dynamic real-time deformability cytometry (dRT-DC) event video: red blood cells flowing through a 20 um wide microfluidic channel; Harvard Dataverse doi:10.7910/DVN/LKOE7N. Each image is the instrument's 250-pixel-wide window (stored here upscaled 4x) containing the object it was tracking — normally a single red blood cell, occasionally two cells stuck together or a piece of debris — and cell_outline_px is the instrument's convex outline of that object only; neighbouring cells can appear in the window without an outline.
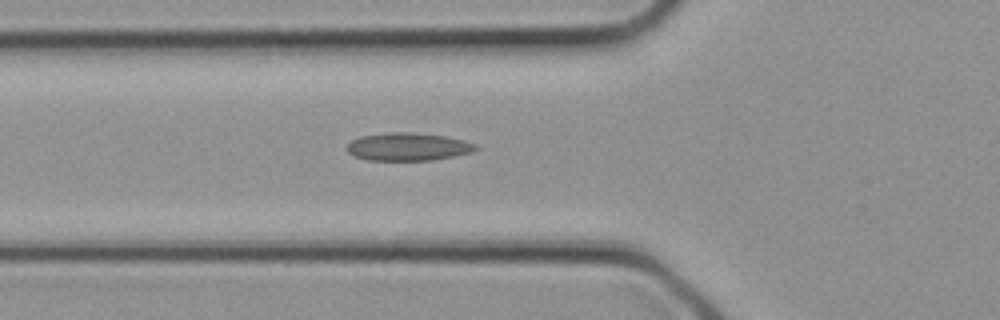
{"species": "common noctule bat (a hibernating species)", "species_latin": "Nyctalus noctula", "temperature_condition": "cold", "stored_images_in_passage": 3, "camera_frame_rate_fps": 3000, "um_per_image_px": 0.085, "animal": {"sex": "female", "body_mass_g": 21.9}, "frame": {"image": 1, "passage_image": 3, "time_ms": 0.667, "image_size_px": [1000, 320], "cell_outline_px": [[480, 148], [472, 152], [456, 156], [432, 160], [368, 160], [352, 156], [348, 152], [348, 144], [352, 140], [360, 136], [392, 132], [408, 132], [444, 136], [464, 140], [476, 144]], "centroid_in_image_um": [34.7, 12.48], "position_along_channel_um": 91.1, "area_um2": 20.92}}